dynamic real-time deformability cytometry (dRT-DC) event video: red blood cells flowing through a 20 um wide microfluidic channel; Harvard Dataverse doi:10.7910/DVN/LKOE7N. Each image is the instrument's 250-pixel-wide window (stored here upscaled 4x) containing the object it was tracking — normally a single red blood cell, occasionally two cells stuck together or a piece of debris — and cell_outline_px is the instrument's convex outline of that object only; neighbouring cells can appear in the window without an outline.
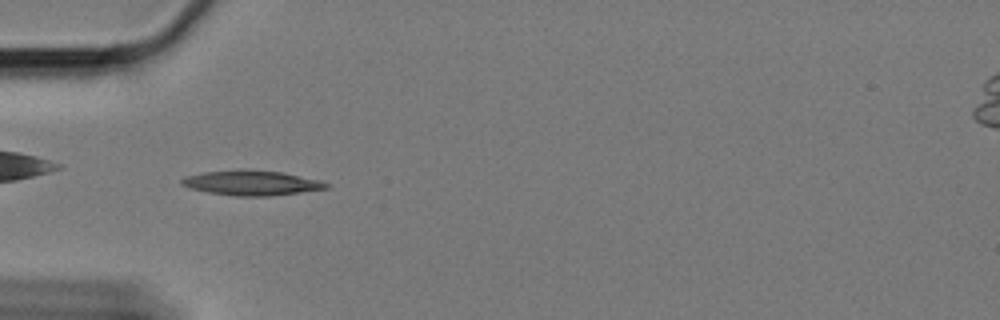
{"species": "Egyptian fruit bat (a non-hibernating species)", "species_latin": "Rousettus aegyptiacus", "temperature_condition": "cold", "stored_images_in_passage": 44, "camera_frame_rate_fps": 3000, "um_per_image_px": 0.085, "animal": {"sex": "female"}, "frame": {"image": 1, "passage_image": 6, "time_ms": 1.667, "image_size_px": [1000, 320], "cell_outline_px": [[328, 188], [300, 192], [268, 196], [236, 196], [208, 192], [192, 188], [180, 184], [180, 180], [184, 176], [204, 172], [240, 168], [244, 168], [280, 172], [316, 180], [328, 184]], "centroid_in_image_um": [21.29, 15.53], "position_along_channel_um": 63.7, "area_um2": 20.81}}
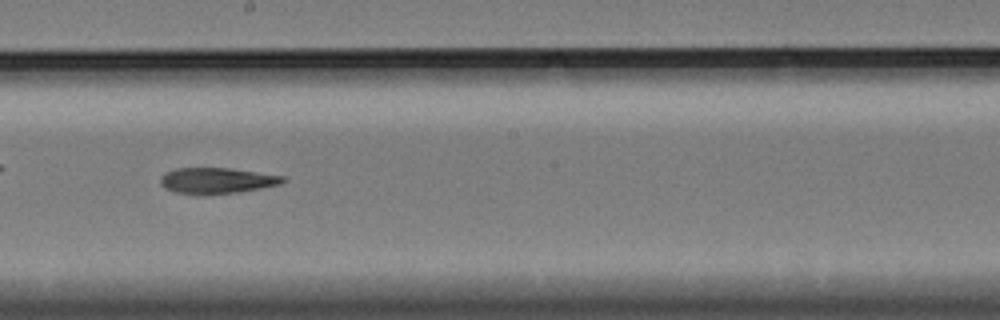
{"frame": {"image": 2, "passage_image": 21, "time_ms": 6.667, "image_size_px": [1000, 320], "cell_outline_px": [[284, 180], [280, 184], [260, 188], [236, 192], [196, 196], [172, 192], [164, 188], [160, 184], [160, 176], [164, 172], [176, 168], [228, 168], [284, 176]], "centroid_in_image_um": [18.31, 15.37], "position_along_channel_um": 229.9, "area_um2": 18.67}}
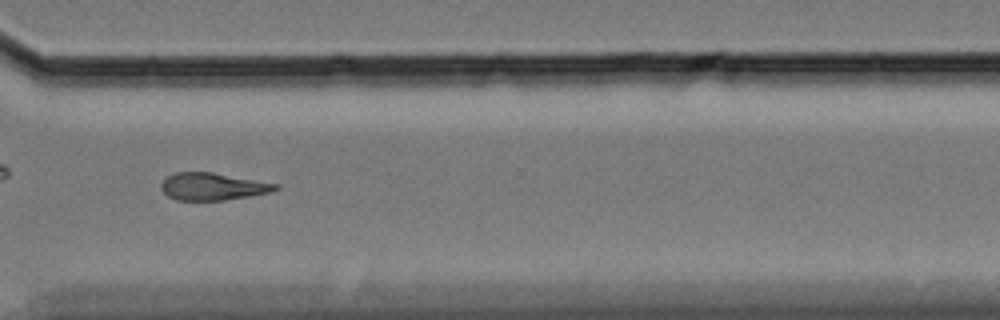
{"frame": {"image": 3, "passage_image": 32, "time_ms": 10.333, "image_size_px": [1000, 320], "cell_outline_px": [[280, 188], [272, 192], [224, 200], [176, 200], [168, 196], [160, 188], [160, 184], [168, 176], [176, 172], [212, 172], [280, 184]], "centroid_in_image_um": [18.1, 15.85], "position_along_channel_um": 352.5, "area_um2": 18.21}, "authors_computed_cell_mechanics": {"area_um2": 18.8428, "velocity_mm_per_s": 3.3597, "shape_relaxation_time_tau1_ms": 7.3842, "shape_relaxation_time_tau2_ms": null, "deformation_change_tau1": 0.1566, "deformation_change_tau2": null}}